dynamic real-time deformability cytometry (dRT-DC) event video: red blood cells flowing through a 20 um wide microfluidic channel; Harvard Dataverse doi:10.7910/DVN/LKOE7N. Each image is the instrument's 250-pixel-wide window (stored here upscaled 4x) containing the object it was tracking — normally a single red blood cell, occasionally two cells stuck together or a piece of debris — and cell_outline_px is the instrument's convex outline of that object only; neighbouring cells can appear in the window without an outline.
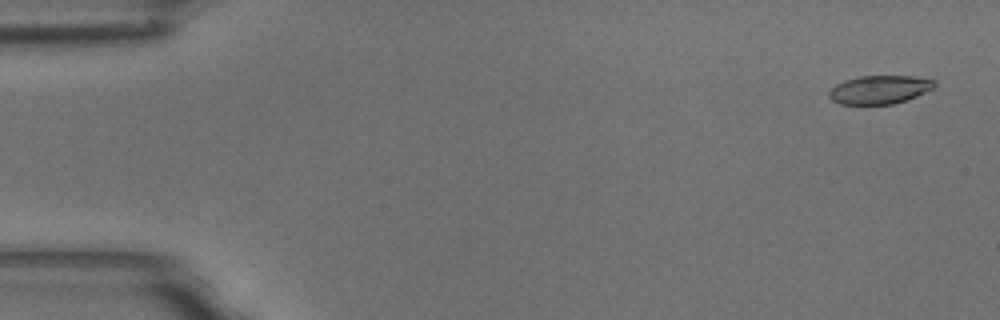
{"species": "common noctule bat (a hibernating species)", "species_latin": "Nyctalus noctula", "temperature_condition": "room temperature", "stored_images_in_passage": 56, "camera_frame_rate_fps": 3000, "um_per_image_px": 0.085, "animal": {"sex": "male", "body_mass_g": 18.8}, "frame": {"image": 1, "passage_image": 3, "time_ms": 0.667, "image_size_px": [1000, 320], "cell_outline_px": [[936, 88], [916, 96], [892, 104], [840, 104], [832, 100], [828, 96], [828, 92], [836, 84], [844, 80], [860, 76], [912, 76], [936, 80]], "centroid_in_image_um": [74.77, 7.61], "position_along_channel_um": 10.2, "area_um2": 17.51}}
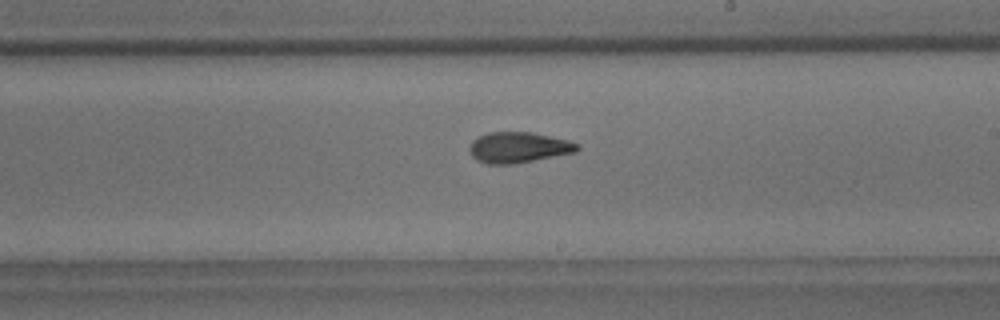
{"frame": {"image": 2, "passage_image": 33, "time_ms": 10.667, "image_size_px": [1000, 320], "cell_outline_px": [[580, 148], [576, 152], [516, 164], [488, 164], [476, 160], [472, 156], [468, 148], [472, 140], [488, 132], [532, 132], [568, 140], [580, 144]], "centroid_in_image_um": [44.07, 12.54], "position_along_channel_um": 244.9, "area_um2": 19.48}}
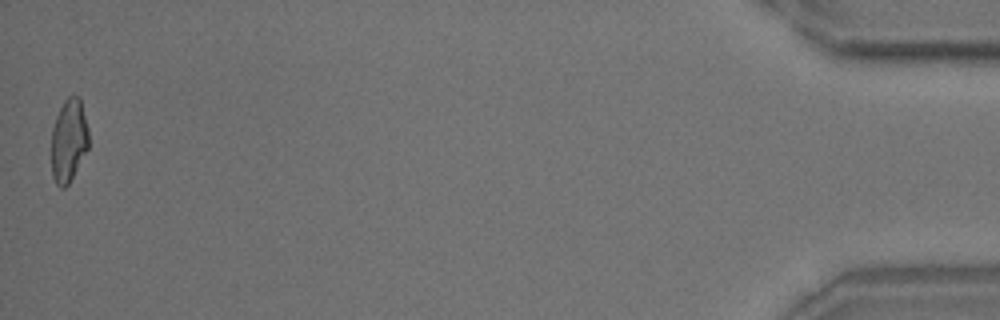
{"frame": {"image": 3, "passage_image": 56, "time_ms": 18.333, "image_size_px": [1000, 320], "cell_outline_px": [[88, 148], [68, 184], [64, 188], [60, 188], [56, 184], [52, 176], [52, 128], [56, 116], [64, 100], [68, 96], [80, 96], [88, 128]], "centroid_in_image_um": [5.84, 11.92], "position_along_channel_um": 429.4, "area_um2": 17.98}, "authors_computed_cell_mechanics": {"area_um2": 18.9295, "velocity_mm_per_s": 3.6351, "shape_relaxation_time_tau1_ms": 5.64, "shape_relaxation_time_tau2_ms": 1.6589, "deformation_change_tau1": 0.1752, "deformation_change_tau2": 0.0871}}